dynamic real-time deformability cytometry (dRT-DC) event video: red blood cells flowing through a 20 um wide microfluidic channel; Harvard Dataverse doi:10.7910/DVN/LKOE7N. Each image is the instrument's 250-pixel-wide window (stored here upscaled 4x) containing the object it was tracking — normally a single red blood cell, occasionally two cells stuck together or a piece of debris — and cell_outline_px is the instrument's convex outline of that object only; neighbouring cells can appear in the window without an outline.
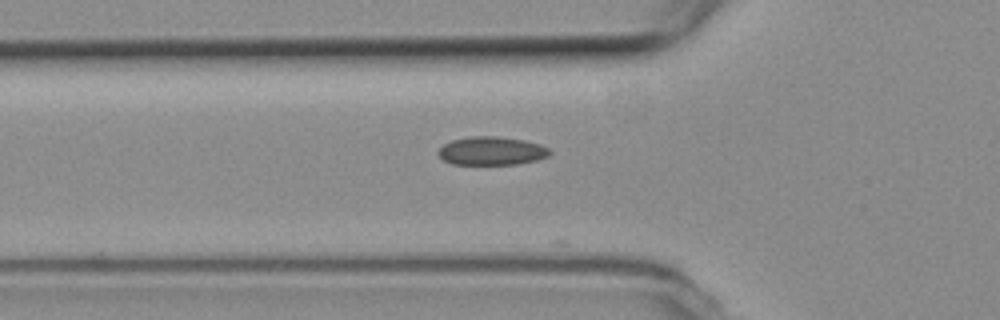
{"species": "common noctule bat (a hibernating species)", "species_latin": "Nyctalus noctula", "temperature_condition": "room temperature", "stored_images_in_passage": 10, "camera_frame_rate_fps": 3000, "um_per_image_px": 0.085, "animal": {"sex": "female", "body_mass_g": 19.3, "forearm_length_mm": 54.1}, "frame": {"image": 1, "passage_image": 6, "time_ms": 1.667, "image_size_px": [1000, 320], "cell_outline_px": [[552, 152], [548, 156], [536, 160], [516, 164], [452, 164], [444, 160], [436, 152], [444, 144], [452, 140], [472, 136], [496, 136], [524, 140], [540, 144], [548, 148]], "centroid_in_image_um": [41.79, 12.82], "position_along_channel_um": 84.0, "area_um2": 18.38}}
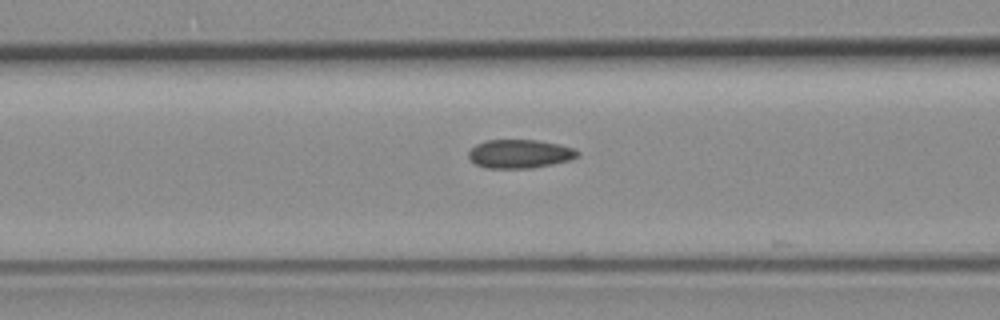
{"frame": {"image": 2, "passage_image": 9, "time_ms": 2.667, "image_size_px": [1000, 320], "cell_outline_px": [[580, 156], [572, 160], [532, 168], [484, 168], [476, 164], [468, 156], [468, 152], [476, 144], [484, 140], [536, 140], [560, 144], [576, 148], [580, 152]], "centroid_in_image_um": [44.23, 13.07], "position_along_channel_um": 122.4, "area_um2": 18.44}}